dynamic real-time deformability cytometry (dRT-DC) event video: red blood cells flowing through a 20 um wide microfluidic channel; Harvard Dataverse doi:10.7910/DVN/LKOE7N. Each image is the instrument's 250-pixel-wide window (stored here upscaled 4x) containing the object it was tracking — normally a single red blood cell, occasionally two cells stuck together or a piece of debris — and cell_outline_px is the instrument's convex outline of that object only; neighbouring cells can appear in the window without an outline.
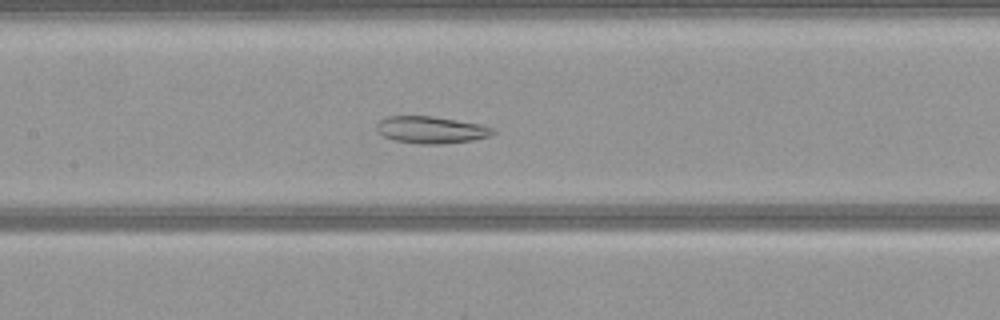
{"species": "common noctule bat (a hibernating species)", "species_latin": "Nyctalus noctula", "temperature_condition": "warm", "stored_images_in_passage": 41, "camera_frame_rate_fps": 3000, "um_per_image_px": 0.085, "animal": {"sex": "female", "body_mass_g": 21.9}, "frame": {"image": 1, "passage_image": 13, "time_ms": 4.0, "image_size_px": [1000, 320], "cell_outline_px": [[496, 132], [488, 136], [472, 140], [440, 144], [420, 144], [396, 140], [384, 136], [376, 132], [376, 124], [380, 120], [388, 116], [432, 116], [480, 124], [496, 128]], "centroid_in_image_um": [36.64, 11.03], "position_along_channel_um": 170.8, "area_um2": 18.26}}
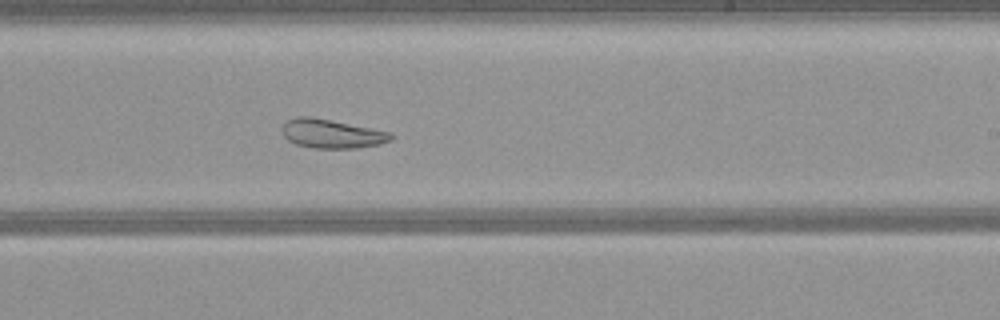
{"frame": {"image": 2, "passage_image": 20, "time_ms": 6.333, "image_size_px": [1000, 320], "cell_outline_px": [[396, 136], [392, 140], [380, 144], [356, 148], [312, 148], [296, 144], [288, 140], [284, 136], [280, 128], [288, 120], [296, 116], [312, 116], [392, 132]], "centroid_in_image_um": [28.22, 11.36], "position_along_channel_um": 260.8, "area_um2": 18.61}}
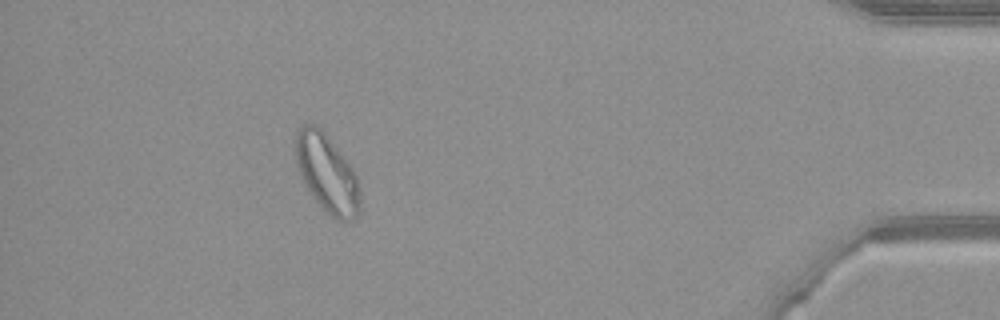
{"frame": {"image": 3, "passage_image": 36, "time_ms": 11.667, "image_size_px": [1000, 320], "cell_outline_px": [[360, 212], [352, 220], [336, 220], [316, 200], [308, 188], [296, 168], [296, 128], [304, 124], [316, 124], [324, 132], [352, 168], [356, 176], [360, 188]], "centroid_in_image_um": [27.79, 14.72], "position_along_channel_um": 407.4, "area_um2": 28.9}}